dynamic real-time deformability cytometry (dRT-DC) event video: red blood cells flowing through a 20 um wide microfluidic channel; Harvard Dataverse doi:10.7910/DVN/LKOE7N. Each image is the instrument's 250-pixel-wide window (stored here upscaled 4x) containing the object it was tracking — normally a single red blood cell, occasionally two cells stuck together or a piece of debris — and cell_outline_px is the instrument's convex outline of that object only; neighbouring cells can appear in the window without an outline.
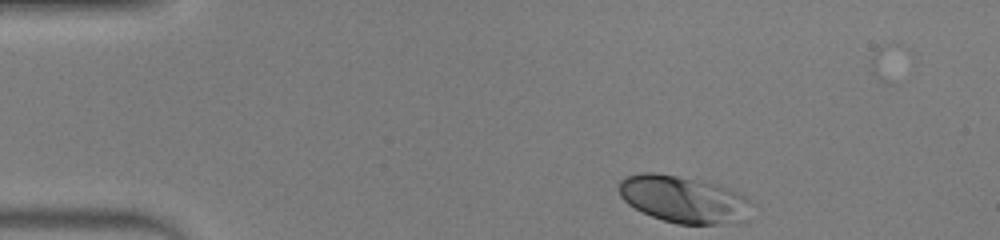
{"species": "human", "species_latin": "Homo sapiens", "temperature_condition": "warm", "stored_images_in_passage": 46, "camera_frame_rate_fps": 3000, "um_per_image_px": 0.085, "donor": {"sex": "male"}, "frame": {"image": 1, "passage_image": 1, "time_ms": 0.0, "image_size_px": [1000, 240], "cell_outline_px": [[756, 204], [748, 220], [720, 224], [676, 224], [652, 216], [628, 204], [620, 196], [620, 180], [624, 176], [640, 172], [656, 172], [708, 180], [720, 184], [740, 192], [748, 196]], "centroid_in_image_um": [58.23, 16.92], "position_along_channel_um": 26.8, "area_um2": 37.51}}
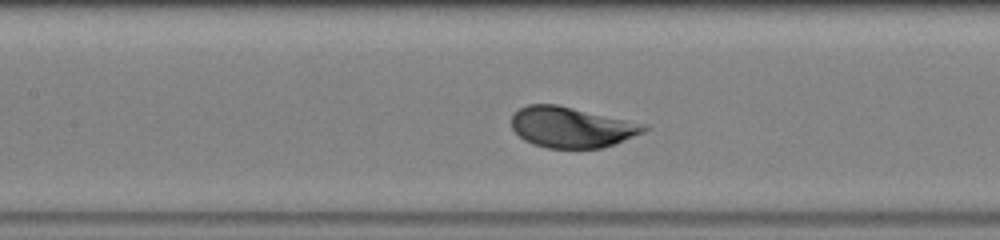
{"frame": {"image": 2, "passage_image": 17, "time_ms": 5.333, "image_size_px": [1000, 240], "cell_outline_px": [[652, 128], [644, 132], [604, 148], [548, 148], [532, 144], [524, 140], [512, 128], [512, 116], [520, 108], [528, 104], [556, 104], [648, 124]], "centroid_in_image_um": [48.62, 10.81], "position_along_channel_um": 158.8, "area_um2": 31.5}}
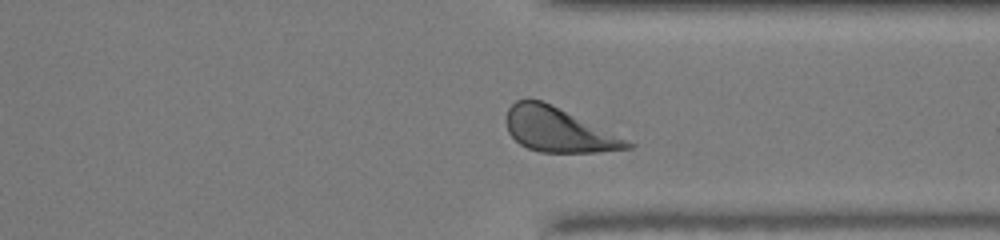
{"frame": {"image": 3, "passage_image": 33, "time_ms": 10.667, "image_size_px": [1000, 240], "cell_outline_px": [[636, 144], [632, 148], [596, 152], [540, 152], [528, 148], [520, 144], [508, 132], [504, 120], [508, 108], [516, 100], [528, 96], [552, 104]], "centroid_in_image_um": [47.4, 11.01], "position_along_channel_um": 364.0, "area_um2": 31.39}, "authors_computed_cell_mechanics": {"area_um2": 32.3102, "velocity_mm_per_s": 3.8538, "shape_relaxation_time_tau1_ms": 1.7213, "shape_relaxation_time_tau2_ms": null, "deformation_change_tau1": 0.1147, "deformation_change_tau2": null}}